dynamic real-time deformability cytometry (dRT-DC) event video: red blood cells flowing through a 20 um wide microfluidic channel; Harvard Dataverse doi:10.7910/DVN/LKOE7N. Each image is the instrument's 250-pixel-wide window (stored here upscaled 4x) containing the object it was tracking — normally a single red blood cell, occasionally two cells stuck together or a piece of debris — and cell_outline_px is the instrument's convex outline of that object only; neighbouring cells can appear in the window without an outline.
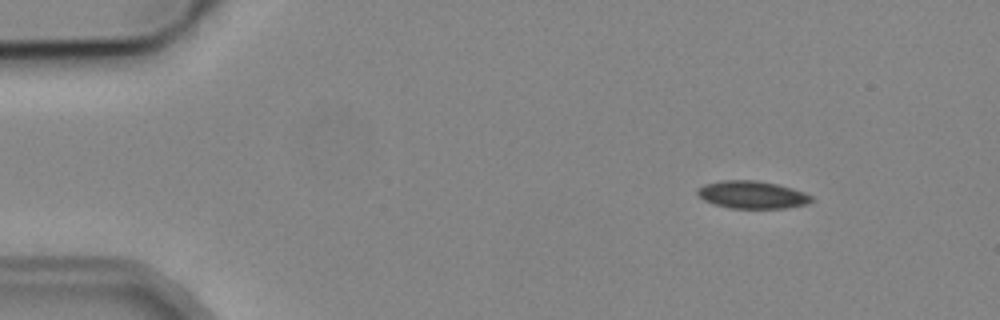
{"species": "common noctule bat (a hibernating species)", "species_latin": "Nyctalus noctula", "temperature_condition": "cold", "stored_images_in_passage": 5, "camera_frame_rate_fps": 3000, "um_per_image_px": 0.085, "animal": {"sex": "male", "body_mass_g": 19.2, "forearm_length_mm": 51.8}, "frame": {"image": 1, "passage_image": 2, "time_ms": 1.333, "image_size_px": [1000, 320], "cell_outline_px": [[812, 200], [808, 204], [784, 208], [732, 208], [716, 204], [704, 200], [696, 192], [696, 188], [704, 184], [720, 180], [756, 180], [776, 184], [792, 188], [804, 192], [812, 196]], "centroid_in_image_um": [63.92, 16.54], "position_along_channel_um": 21.1, "area_um2": 18.26}}